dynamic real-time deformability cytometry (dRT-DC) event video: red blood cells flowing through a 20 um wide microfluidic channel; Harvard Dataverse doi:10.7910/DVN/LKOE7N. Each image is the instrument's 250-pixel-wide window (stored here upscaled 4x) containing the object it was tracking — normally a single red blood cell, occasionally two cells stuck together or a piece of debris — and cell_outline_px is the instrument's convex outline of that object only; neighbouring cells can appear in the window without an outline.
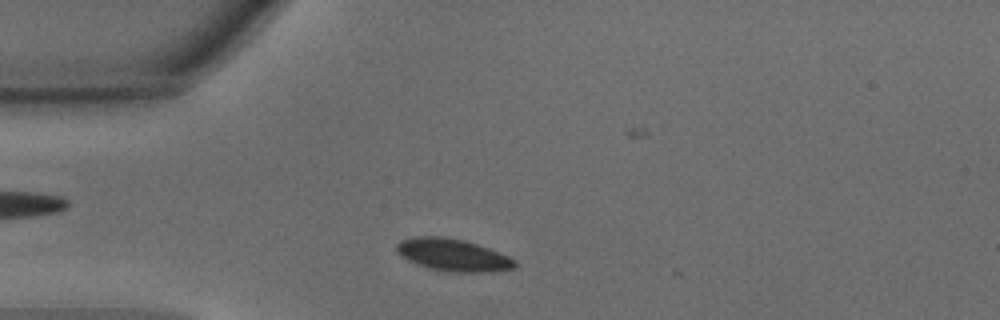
{"species": "common noctule bat (a hibernating species)", "species_latin": "Nyctalus noctula", "temperature_condition": "warm", "stored_images_in_passage": 8, "camera_frame_rate_fps": 3000, "um_per_image_px": 0.085, "animal": {"sex": "male", "body_mass_g": 15.6}, "frame": {"image": 1, "passage_image": 4, "time_ms": 1.0, "image_size_px": [1000, 320], "cell_outline_px": [[520, 264], [516, 268], [488, 272], [452, 272], [428, 268], [416, 264], [400, 256], [396, 252], [396, 244], [400, 240], [416, 236], [440, 236], [464, 240], [488, 248], [508, 256], [516, 260]], "centroid_in_image_um": [38.5, 21.68], "position_along_channel_um": 46.5, "area_um2": 22.43}}